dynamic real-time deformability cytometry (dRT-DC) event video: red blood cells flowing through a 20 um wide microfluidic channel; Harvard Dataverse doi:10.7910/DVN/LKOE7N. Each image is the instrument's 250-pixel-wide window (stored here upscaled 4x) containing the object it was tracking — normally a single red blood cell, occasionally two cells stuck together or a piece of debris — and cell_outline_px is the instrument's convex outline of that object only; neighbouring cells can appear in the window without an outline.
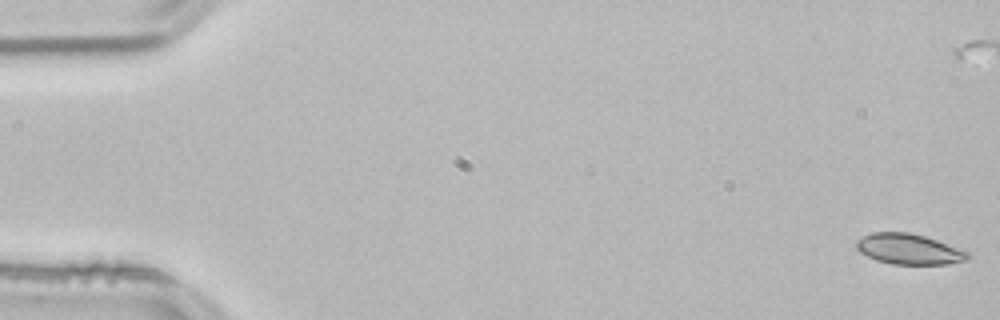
{"species": "common noctule bat (a hibernating species)", "species_latin": "Nyctalus noctula", "temperature_condition": "room temperature", "stored_images_in_passage": 54, "camera_frame_rate_fps": 3000, "um_per_image_px": 0.085, "animal": {"sex": "male", "body_mass_g": 21.5, "forearm_length_mm": 52.0}, "frame": {"image": 1, "passage_image": 1, "time_ms": 0.0, "image_size_px": [1000, 320], "cell_outline_px": [[968, 260], [948, 264], [892, 264], [876, 260], [860, 252], [856, 248], [856, 240], [872, 232], [908, 232], [924, 236], [936, 240], [968, 252]], "centroid_in_image_um": [77.22, 21.18], "position_along_channel_um": 7.8, "area_um2": 19.59}}
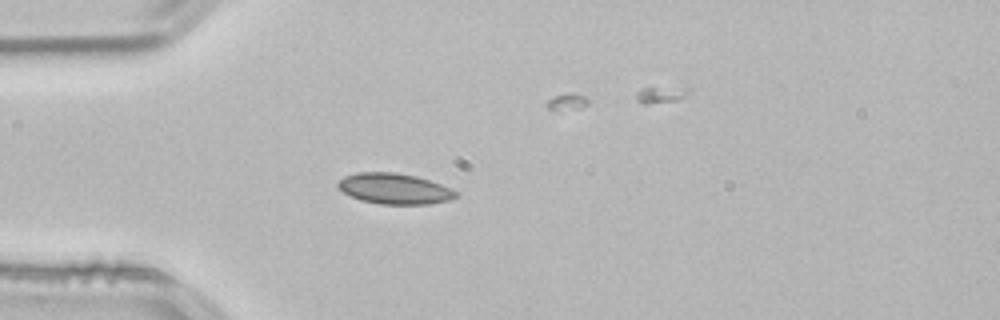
{"frame": {"image": 2, "passage_image": 15, "time_ms": 4.667, "image_size_px": [1000, 320], "cell_outline_px": [[456, 196], [452, 200], [428, 204], [380, 204], [360, 200], [344, 192], [336, 184], [344, 176], [356, 172], [392, 172], [416, 176], [440, 184], [456, 192]], "centroid_in_image_um": [33.5, 16.04], "position_along_channel_um": 51.5, "area_um2": 20.87}}
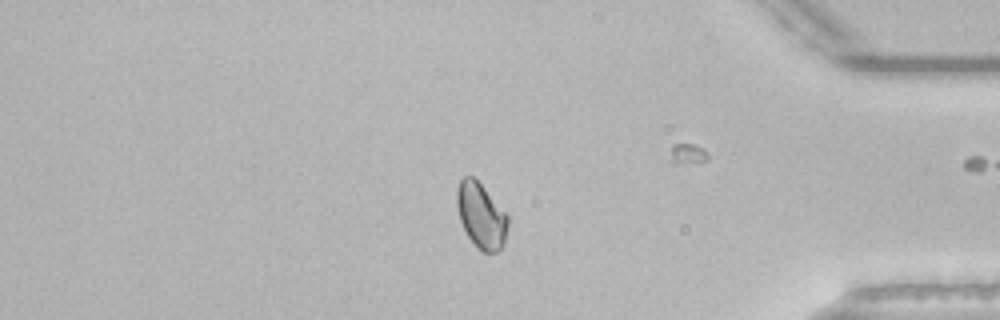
{"frame": {"image": 3, "passage_image": 45, "time_ms": 14.667, "image_size_px": [1000, 320], "cell_outline_px": [[508, 224], [504, 240], [500, 248], [496, 252], [480, 252], [476, 248], [468, 236], [460, 220], [456, 204], [456, 188], [460, 180], [464, 176], [472, 176], [484, 188], [508, 216]], "centroid_in_image_um": [40.86, 18.33], "position_along_channel_um": 394.3, "area_um2": 19.19}, "authors_computed_cell_mechanics": {"area_um2": 19.6809, "velocity_mm_per_s": 3.8239, "shape_relaxation_time_tau1_ms": 7.9739, "shape_relaxation_time_tau2_ms": 4.0012, "deformation_change_tau1": 0.1099, "deformation_change_tau2": 0.0575}}